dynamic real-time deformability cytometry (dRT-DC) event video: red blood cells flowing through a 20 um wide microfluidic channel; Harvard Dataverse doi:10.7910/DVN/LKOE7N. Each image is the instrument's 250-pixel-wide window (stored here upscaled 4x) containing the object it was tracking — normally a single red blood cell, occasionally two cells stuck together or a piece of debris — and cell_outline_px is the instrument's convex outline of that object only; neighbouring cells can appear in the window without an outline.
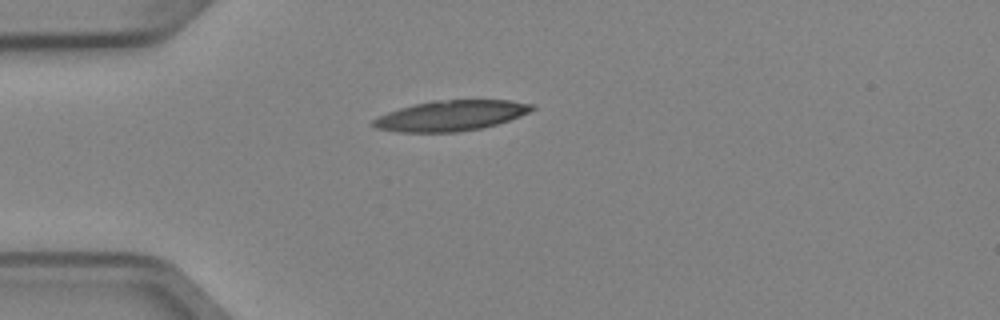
{"species": "Egyptian fruit bat (a non-hibernating species)", "species_latin": "Rousettus aegyptiacus", "temperature_condition": "cold", "stored_images_in_passage": 4, "camera_frame_rate_fps": 3000, "um_per_image_px": 0.085, "animal": {"sex": "female"}, "frame": {"image": 1, "passage_image": 4, "time_ms": 1.0, "image_size_px": [1000, 320], "cell_outline_px": [[536, 108], [520, 116], [496, 124], [480, 128], [460, 132], [396, 132], [376, 128], [368, 124], [376, 116], [412, 104], [432, 100], [508, 100], [536, 104]], "centroid_in_image_um": [38.28, 9.82], "position_along_channel_um": 46.7, "area_um2": 28.38}}